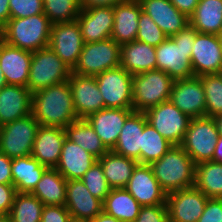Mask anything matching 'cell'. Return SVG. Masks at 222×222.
Returning a JSON list of instances; mask_svg holds the SVG:
<instances>
[{
	"mask_svg": "<svg viewBox=\"0 0 222 222\" xmlns=\"http://www.w3.org/2000/svg\"><path fill=\"white\" fill-rule=\"evenodd\" d=\"M172 146L173 144L147 122L142 132L141 164L150 165L159 160Z\"/></svg>",
	"mask_w": 222,
	"mask_h": 222,
	"instance_id": "37",
	"label": "cell"
},
{
	"mask_svg": "<svg viewBox=\"0 0 222 222\" xmlns=\"http://www.w3.org/2000/svg\"><path fill=\"white\" fill-rule=\"evenodd\" d=\"M43 7L53 24L73 22L81 10L79 0H43Z\"/></svg>",
	"mask_w": 222,
	"mask_h": 222,
	"instance_id": "38",
	"label": "cell"
},
{
	"mask_svg": "<svg viewBox=\"0 0 222 222\" xmlns=\"http://www.w3.org/2000/svg\"><path fill=\"white\" fill-rule=\"evenodd\" d=\"M148 123L173 145H181L191 118L170 100L147 109Z\"/></svg>",
	"mask_w": 222,
	"mask_h": 222,
	"instance_id": "11",
	"label": "cell"
},
{
	"mask_svg": "<svg viewBox=\"0 0 222 222\" xmlns=\"http://www.w3.org/2000/svg\"><path fill=\"white\" fill-rule=\"evenodd\" d=\"M189 20L190 25L199 33L220 35L222 31V0H199Z\"/></svg>",
	"mask_w": 222,
	"mask_h": 222,
	"instance_id": "32",
	"label": "cell"
},
{
	"mask_svg": "<svg viewBox=\"0 0 222 222\" xmlns=\"http://www.w3.org/2000/svg\"><path fill=\"white\" fill-rule=\"evenodd\" d=\"M173 83L174 80L159 69L133 75V110L145 112L168 101Z\"/></svg>",
	"mask_w": 222,
	"mask_h": 222,
	"instance_id": "5",
	"label": "cell"
},
{
	"mask_svg": "<svg viewBox=\"0 0 222 222\" xmlns=\"http://www.w3.org/2000/svg\"><path fill=\"white\" fill-rule=\"evenodd\" d=\"M10 20L9 0H0V29Z\"/></svg>",
	"mask_w": 222,
	"mask_h": 222,
	"instance_id": "50",
	"label": "cell"
},
{
	"mask_svg": "<svg viewBox=\"0 0 222 222\" xmlns=\"http://www.w3.org/2000/svg\"><path fill=\"white\" fill-rule=\"evenodd\" d=\"M66 133L63 128L42 126L37 130L31 156L48 168H55L59 162Z\"/></svg>",
	"mask_w": 222,
	"mask_h": 222,
	"instance_id": "22",
	"label": "cell"
},
{
	"mask_svg": "<svg viewBox=\"0 0 222 222\" xmlns=\"http://www.w3.org/2000/svg\"><path fill=\"white\" fill-rule=\"evenodd\" d=\"M197 33L188 25L155 47L156 69L164 71L173 80L194 77L191 55Z\"/></svg>",
	"mask_w": 222,
	"mask_h": 222,
	"instance_id": "2",
	"label": "cell"
},
{
	"mask_svg": "<svg viewBox=\"0 0 222 222\" xmlns=\"http://www.w3.org/2000/svg\"><path fill=\"white\" fill-rule=\"evenodd\" d=\"M218 39H219L220 47H221V50H222V34L218 35Z\"/></svg>",
	"mask_w": 222,
	"mask_h": 222,
	"instance_id": "57",
	"label": "cell"
},
{
	"mask_svg": "<svg viewBox=\"0 0 222 222\" xmlns=\"http://www.w3.org/2000/svg\"><path fill=\"white\" fill-rule=\"evenodd\" d=\"M208 197L195 186L167 194L168 217L174 222H197Z\"/></svg>",
	"mask_w": 222,
	"mask_h": 222,
	"instance_id": "14",
	"label": "cell"
},
{
	"mask_svg": "<svg viewBox=\"0 0 222 222\" xmlns=\"http://www.w3.org/2000/svg\"><path fill=\"white\" fill-rule=\"evenodd\" d=\"M114 27L111 38L120 46L136 40L142 8L138 0H125L113 6Z\"/></svg>",
	"mask_w": 222,
	"mask_h": 222,
	"instance_id": "25",
	"label": "cell"
},
{
	"mask_svg": "<svg viewBox=\"0 0 222 222\" xmlns=\"http://www.w3.org/2000/svg\"><path fill=\"white\" fill-rule=\"evenodd\" d=\"M121 64V46L112 38L93 43H84L77 64L72 73L82 76H96Z\"/></svg>",
	"mask_w": 222,
	"mask_h": 222,
	"instance_id": "7",
	"label": "cell"
},
{
	"mask_svg": "<svg viewBox=\"0 0 222 222\" xmlns=\"http://www.w3.org/2000/svg\"><path fill=\"white\" fill-rule=\"evenodd\" d=\"M195 165L180 145H173L150 167L162 189L169 194L194 186Z\"/></svg>",
	"mask_w": 222,
	"mask_h": 222,
	"instance_id": "3",
	"label": "cell"
},
{
	"mask_svg": "<svg viewBox=\"0 0 222 222\" xmlns=\"http://www.w3.org/2000/svg\"><path fill=\"white\" fill-rule=\"evenodd\" d=\"M167 38L168 36L142 11L139 16L136 40L157 47Z\"/></svg>",
	"mask_w": 222,
	"mask_h": 222,
	"instance_id": "41",
	"label": "cell"
},
{
	"mask_svg": "<svg viewBox=\"0 0 222 222\" xmlns=\"http://www.w3.org/2000/svg\"><path fill=\"white\" fill-rule=\"evenodd\" d=\"M48 169L31 155L12 159L11 175L18 193H31Z\"/></svg>",
	"mask_w": 222,
	"mask_h": 222,
	"instance_id": "29",
	"label": "cell"
},
{
	"mask_svg": "<svg viewBox=\"0 0 222 222\" xmlns=\"http://www.w3.org/2000/svg\"><path fill=\"white\" fill-rule=\"evenodd\" d=\"M102 206L104 213L122 222H134L142 207L125 188L111 189Z\"/></svg>",
	"mask_w": 222,
	"mask_h": 222,
	"instance_id": "31",
	"label": "cell"
},
{
	"mask_svg": "<svg viewBox=\"0 0 222 222\" xmlns=\"http://www.w3.org/2000/svg\"><path fill=\"white\" fill-rule=\"evenodd\" d=\"M32 93L20 85L7 84L0 89V126L31 114Z\"/></svg>",
	"mask_w": 222,
	"mask_h": 222,
	"instance_id": "23",
	"label": "cell"
},
{
	"mask_svg": "<svg viewBox=\"0 0 222 222\" xmlns=\"http://www.w3.org/2000/svg\"><path fill=\"white\" fill-rule=\"evenodd\" d=\"M218 138L219 133L213 117L191 118L180 146L195 164L213 161Z\"/></svg>",
	"mask_w": 222,
	"mask_h": 222,
	"instance_id": "8",
	"label": "cell"
},
{
	"mask_svg": "<svg viewBox=\"0 0 222 222\" xmlns=\"http://www.w3.org/2000/svg\"><path fill=\"white\" fill-rule=\"evenodd\" d=\"M171 3L183 14H185L188 18H190L196 6L199 3V0H170Z\"/></svg>",
	"mask_w": 222,
	"mask_h": 222,
	"instance_id": "48",
	"label": "cell"
},
{
	"mask_svg": "<svg viewBox=\"0 0 222 222\" xmlns=\"http://www.w3.org/2000/svg\"><path fill=\"white\" fill-rule=\"evenodd\" d=\"M197 222H222V198H209Z\"/></svg>",
	"mask_w": 222,
	"mask_h": 222,
	"instance_id": "45",
	"label": "cell"
},
{
	"mask_svg": "<svg viewBox=\"0 0 222 222\" xmlns=\"http://www.w3.org/2000/svg\"><path fill=\"white\" fill-rule=\"evenodd\" d=\"M191 65L194 76L221 73L222 50L218 35L197 33L192 47Z\"/></svg>",
	"mask_w": 222,
	"mask_h": 222,
	"instance_id": "15",
	"label": "cell"
},
{
	"mask_svg": "<svg viewBox=\"0 0 222 222\" xmlns=\"http://www.w3.org/2000/svg\"><path fill=\"white\" fill-rule=\"evenodd\" d=\"M133 109L103 108L89 115L86 120L93 127L105 147L111 151L118 141L122 127Z\"/></svg>",
	"mask_w": 222,
	"mask_h": 222,
	"instance_id": "21",
	"label": "cell"
},
{
	"mask_svg": "<svg viewBox=\"0 0 222 222\" xmlns=\"http://www.w3.org/2000/svg\"><path fill=\"white\" fill-rule=\"evenodd\" d=\"M66 138L73 141L97 159L109 150L86 119H78L64 128Z\"/></svg>",
	"mask_w": 222,
	"mask_h": 222,
	"instance_id": "34",
	"label": "cell"
},
{
	"mask_svg": "<svg viewBox=\"0 0 222 222\" xmlns=\"http://www.w3.org/2000/svg\"><path fill=\"white\" fill-rule=\"evenodd\" d=\"M52 24L44 13L10 19L0 29V39L11 46L35 52L48 47Z\"/></svg>",
	"mask_w": 222,
	"mask_h": 222,
	"instance_id": "4",
	"label": "cell"
},
{
	"mask_svg": "<svg viewBox=\"0 0 222 222\" xmlns=\"http://www.w3.org/2000/svg\"><path fill=\"white\" fill-rule=\"evenodd\" d=\"M92 222H122L120 220H117L116 218H114L113 216H110L106 213H104L103 211L98 214L93 220Z\"/></svg>",
	"mask_w": 222,
	"mask_h": 222,
	"instance_id": "52",
	"label": "cell"
},
{
	"mask_svg": "<svg viewBox=\"0 0 222 222\" xmlns=\"http://www.w3.org/2000/svg\"><path fill=\"white\" fill-rule=\"evenodd\" d=\"M0 222H10V215L0 213Z\"/></svg>",
	"mask_w": 222,
	"mask_h": 222,
	"instance_id": "56",
	"label": "cell"
},
{
	"mask_svg": "<svg viewBox=\"0 0 222 222\" xmlns=\"http://www.w3.org/2000/svg\"><path fill=\"white\" fill-rule=\"evenodd\" d=\"M194 186L208 198H222V163L211 160L196 164Z\"/></svg>",
	"mask_w": 222,
	"mask_h": 222,
	"instance_id": "35",
	"label": "cell"
},
{
	"mask_svg": "<svg viewBox=\"0 0 222 222\" xmlns=\"http://www.w3.org/2000/svg\"><path fill=\"white\" fill-rule=\"evenodd\" d=\"M11 164L12 159L0 152V184H13Z\"/></svg>",
	"mask_w": 222,
	"mask_h": 222,
	"instance_id": "47",
	"label": "cell"
},
{
	"mask_svg": "<svg viewBox=\"0 0 222 222\" xmlns=\"http://www.w3.org/2000/svg\"><path fill=\"white\" fill-rule=\"evenodd\" d=\"M142 11L168 36L171 37L190 25L189 18L181 13L170 0H138Z\"/></svg>",
	"mask_w": 222,
	"mask_h": 222,
	"instance_id": "19",
	"label": "cell"
},
{
	"mask_svg": "<svg viewBox=\"0 0 222 222\" xmlns=\"http://www.w3.org/2000/svg\"><path fill=\"white\" fill-rule=\"evenodd\" d=\"M169 100L190 118L206 116V97L200 76L174 80Z\"/></svg>",
	"mask_w": 222,
	"mask_h": 222,
	"instance_id": "13",
	"label": "cell"
},
{
	"mask_svg": "<svg viewBox=\"0 0 222 222\" xmlns=\"http://www.w3.org/2000/svg\"><path fill=\"white\" fill-rule=\"evenodd\" d=\"M206 97V116L222 114V75L204 74L200 76Z\"/></svg>",
	"mask_w": 222,
	"mask_h": 222,
	"instance_id": "39",
	"label": "cell"
},
{
	"mask_svg": "<svg viewBox=\"0 0 222 222\" xmlns=\"http://www.w3.org/2000/svg\"><path fill=\"white\" fill-rule=\"evenodd\" d=\"M32 52L11 46L0 39V68L7 84L27 87Z\"/></svg>",
	"mask_w": 222,
	"mask_h": 222,
	"instance_id": "20",
	"label": "cell"
},
{
	"mask_svg": "<svg viewBox=\"0 0 222 222\" xmlns=\"http://www.w3.org/2000/svg\"><path fill=\"white\" fill-rule=\"evenodd\" d=\"M97 160L98 159L88 151L65 138L60 159L55 169L66 180H78L84 176L86 171Z\"/></svg>",
	"mask_w": 222,
	"mask_h": 222,
	"instance_id": "27",
	"label": "cell"
},
{
	"mask_svg": "<svg viewBox=\"0 0 222 222\" xmlns=\"http://www.w3.org/2000/svg\"><path fill=\"white\" fill-rule=\"evenodd\" d=\"M213 118L215 120L219 135H222V114L215 116Z\"/></svg>",
	"mask_w": 222,
	"mask_h": 222,
	"instance_id": "53",
	"label": "cell"
},
{
	"mask_svg": "<svg viewBox=\"0 0 222 222\" xmlns=\"http://www.w3.org/2000/svg\"><path fill=\"white\" fill-rule=\"evenodd\" d=\"M84 43H93L111 38L114 27L113 7L81 9L76 19Z\"/></svg>",
	"mask_w": 222,
	"mask_h": 222,
	"instance_id": "18",
	"label": "cell"
},
{
	"mask_svg": "<svg viewBox=\"0 0 222 222\" xmlns=\"http://www.w3.org/2000/svg\"><path fill=\"white\" fill-rule=\"evenodd\" d=\"M67 81L78 119H86L92 113L104 108V99L95 76H82L71 72Z\"/></svg>",
	"mask_w": 222,
	"mask_h": 222,
	"instance_id": "16",
	"label": "cell"
},
{
	"mask_svg": "<svg viewBox=\"0 0 222 222\" xmlns=\"http://www.w3.org/2000/svg\"><path fill=\"white\" fill-rule=\"evenodd\" d=\"M48 46L73 69L84 46L78 22L52 24Z\"/></svg>",
	"mask_w": 222,
	"mask_h": 222,
	"instance_id": "12",
	"label": "cell"
},
{
	"mask_svg": "<svg viewBox=\"0 0 222 222\" xmlns=\"http://www.w3.org/2000/svg\"><path fill=\"white\" fill-rule=\"evenodd\" d=\"M71 215L65 205H44L41 222H70Z\"/></svg>",
	"mask_w": 222,
	"mask_h": 222,
	"instance_id": "44",
	"label": "cell"
},
{
	"mask_svg": "<svg viewBox=\"0 0 222 222\" xmlns=\"http://www.w3.org/2000/svg\"><path fill=\"white\" fill-rule=\"evenodd\" d=\"M98 161L102 165L106 181L112 189L125 188L138 164L136 160L116 154L112 150L104 154Z\"/></svg>",
	"mask_w": 222,
	"mask_h": 222,
	"instance_id": "30",
	"label": "cell"
},
{
	"mask_svg": "<svg viewBox=\"0 0 222 222\" xmlns=\"http://www.w3.org/2000/svg\"><path fill=\"white\" fill-rule=\"evenodd\" d=\"M81 180L89 192L102 202L112 189L106 181L102 165L98 160L86 171Z\"/></svg>",
	"mask_w": 222,
	"mask_h": 222,
	"instance_id": "40",
	"label": "cell"
},
{
	"mask_svg": "<svg viewBox=\"0 0 222 222\" xmlns=\"http://www.w3.org/2000/svg\"><path fill=\"white\" fill-rule=\"evenodd\" d=\"M120 66L131 75L156 69L155 47L137 40L121 45Z\"/></svg>",
	"mask_w": 222,
	"mask_h": 222,
	"instance_id": "28",
	"label": "cell"
},
{
	"mask_svg": "<svg viewBox=\"0 0 222 222\" xmlns=\"http://www.w3.org/2000/svg\"><path fill=\"white\" fill-rule=\"evenodd\" d=\"M147 118L144 112L133 111L126 119L117 144L113 148L116 154L132 158L141 164L142 132Z\"/></svg>",
	"mask_w": 222,
	"mask_h": 222,
	"instance_id": "26",
	"label": "cell"
},
{
	"mask_svg": "<svg viewBox=\"0 0 222 222\" xmlns=\"http://www.w3.org/2000/svg\"><path fill=\"white\" fill-rule=\"evenodd\" d=\"M164 222H174V221L168 217Z\"/></svg>",
	"mask_w": 222,
	"mask_h": 222,
	"instance_id": "58",
	"label": "cell"
},
{
	"mask_svg": "<svg viewBox=\"0 0 222 222\" xmlns=\"http://www.w3.org/2000/svg\"><path fill=\"white\" fill-rule=\"evenodd\" d=\"M104 108L133 109V75L121 66L95 76Z\"/></svg>",
	"mask_w": 222,
	"mask_h": 222,
	"instance_id": "10",
	"label": "cell"
},
{
	"mask_svg": "<svg viewBox=\"0 0 222 222\" xmlns=\"http://www.w3.org/2000/svg\"><path fill=\"white\" fill-rule=\"evenodd\" d=\"M31 114L42 126L63 129L78 120L68 81L33 93Z\"/></svg>",
	"mask_w": 222,
	"mask_h": 222,
	"instance_id": "1",
	"label": "cell"
},
{
	"mask_svg": "<svg viewBox=\"0 0 222 222\" xmlns=\"http://www.w3.org/2000/svg\"><path fill=\"white\" fill-rule=\"evenodd\" d=\"M72 69L48 46L32 52L27 88L31 93L66 82Z\"/></svg>",
	"mask_w": 222,
	"mask_h": 222,
	"instance_id": "6",
	"label": "cell"
},
{
	"mask_svg": "<svg viewBox=\"0 0 222 222\" xmlns=\"http://www.w3.org/2000/svg\"><path fill=\"white\" fill-rule=\"evenodd\" d=\"M5 85H7V82L0 68V89L3 88Z\"/></svg>",
	"mask_w": 222,
	"mask_h": 222,
	"instance_id": "54",
	"label": "cell"
},
{
	"mask_svg": "<svg viewBox=\"0 0 222 222\" xmlns=\"http://www.w3.org/2000/svg\"><path fill=\"white\" fill-rule=\"evenodd\" d=\"M168 218L167 204L142 206L134 222H164Z\"/></svg>",
	"mask_w": 222,
	"mask_h": 222,
	"instance_id": "43",
	"label": "cell"
},
{
	"mask_svg": "<svg viewBox=\"0 0 222 222\" xmlns=\"http://www.w3.org/2000/svg\"><path fill=\"white\" fill-rule=\"evenodd\" d=\"M39 127L32 114L0 126V152L11 159L31 155Z\"/></svg>",
	"mask_w": 222,
	"mask_h": 222,
	"instance_id": "9",
	"label": "cell"
},
{
	"mask_svg": "<svg viewBox=\"0 0 222 222\" xmlns=\"http://www.w3.org/2000/svg\"><path fill=\"white\" fill-rule=\"evenodd\" d=\"M16 193L13 184H0V213H10Z\"/></svg>",
	"mask_w": 222,
	"mask_h": 222,
	"instance_id": "46",
	"label": "cell"
},
{
	"mask_svg": "<svg viewBox=\"0 0 222 222\" xmlns=\"http://www.w3.org/2000/svg\"><path fill=\"white\" fill-rule=\"evenodd\" d=\"M125 0H79L81 9H90L93 7H113Z\"/></svg>",
	"mask_w": 222,
	"mask_h": 222,
	"instance_id": "49",
	"label": "cell"
},
{
	"mask_svg": "<svg viewBox=\"0 0 222 222\" xmlns=\"http://www.w3.org/2000/svg\"><path fill=\"white\" fill-rule=\"evenodd\" d=\"M70 222H92V219L76 218L71 216Z\"/></svg>",
	"mask_w": 222,
	"mask_h": 222,
	"instance_id": "55",
	"label": "cell"
},
{
	"mask_svg": "<svg viewBox=\"0 0 222 222\" xmlns=\"http://www.w3.org/2000/svg\"><path fill=\"white\" fill-rule=\"evenodd\" d=\"M125 189L141 206L166 203L167 193L155 178L150 165L138 163Z\"/></svg>",
	"mask_w": 222,
	"mask_h": 222,
	"instance_id": "17",
	"label": "cell"
},
{
	"mask_svg": "<svg viewBox=\"0 0 222 222\" xmlns=\"http://www.w3.org/2000/svg\"><path fill=\"white\" fill-rule=\"evenodd\" d=\"M10 19L44 13L43 0H9Z\"/></svg>",
	"mask_w": 222,
	"mask_h": 222,
	"instance_id": "42",
	"label": "cell"
},
{
	"mask_svg": "<svg viewBox=\"0 0 222 222\" xmlns=\"http://www.w3.org/2000/svg\"><path fill=\"white\" fill-rule=\"evenodd\" d=\"M213 161L222 163V135H219L213 155Z\"/></svg>",
	"mask_w": 222,
	"mask_h": 222,
	"instance_id": "51",
	"label": "cell"
},
{
	"mask_svg": "<svg viewBox=\"0 0 222 222\" xmlns=\"http://www.w3.org/2000/svg\"><path fill=\"white\" fill-rule=\"evenodd\" d=\"M44 204L31 193H16L11 207L10 222H41Z\"/></svg>",
	"mask_w": 222,
	"mask_h": 222,
	"instance_id": "36",
	"label": "cell"
},
{
	"mask_svg": "<svg viewBox=\"0 0 222 222\" xmlns=\"http://www.w3.org/2000/svg\"><path fill=\"white\" fill-rule=\"evenodd\" d=\"M66 183L67 180L55 168H48L31 194L44 205H65Z\"/></svg>",
	"mask_w": 222,
	"mask_h": 222,
	"instance_id": "33",
	"label": "cell"
},
{
	"mask_svg": "<svg viewBox=\"0 0 222 222\" xmlns=\"http://www.w3.org/2000/svg\"><path fill=\"white\" fill-rule=\"evenodd\" d=\"M102 203L89 192L81 179L67 180L65 207L72 217L93 220L103 211Z\"/></svg>",
	"mask_w": 222,
	"mask_h": 222,
	"instance_id": "24",
	"label": "cell"
}]
</instances>
